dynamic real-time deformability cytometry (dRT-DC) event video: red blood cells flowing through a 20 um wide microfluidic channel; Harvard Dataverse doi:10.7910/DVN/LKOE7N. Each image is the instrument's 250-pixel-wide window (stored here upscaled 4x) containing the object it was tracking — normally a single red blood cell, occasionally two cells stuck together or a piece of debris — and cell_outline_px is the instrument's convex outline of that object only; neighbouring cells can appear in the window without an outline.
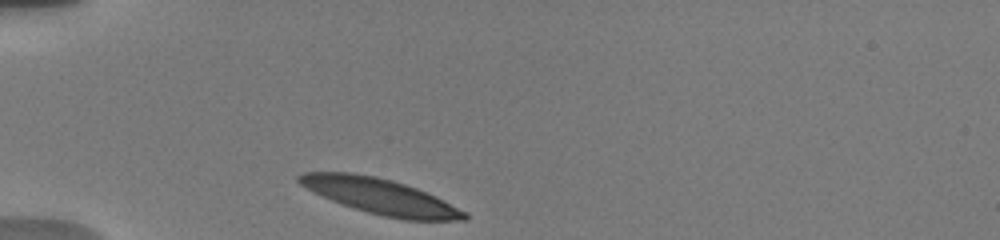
{"species": "human", "species_latin": "Homo sapiens", "temperature_condition": "warm", "stored_images_in_passage": 6, "camera_frame_rate_fps": 3000, "um_per_image_px": 0.085, "donor": {"sex": "male"}, "frame": {"image": 1, "passage_image": 1, "time_ms": 0.0, "image_size_px": [1000, 240], "cell_outline_px": [[468, 220], [404, 220], [384, 216], [368, 212], [332, 200], [312, 192], [300, 184], [296, 180], [296, 176], [304, 172], [352, 172], [392, 180], [416, 188], [468, 212]], "centroid_in_image_um": [32.31, 16.69], "position_along_channel_um": 52.7, "area_um2": 33.81}}
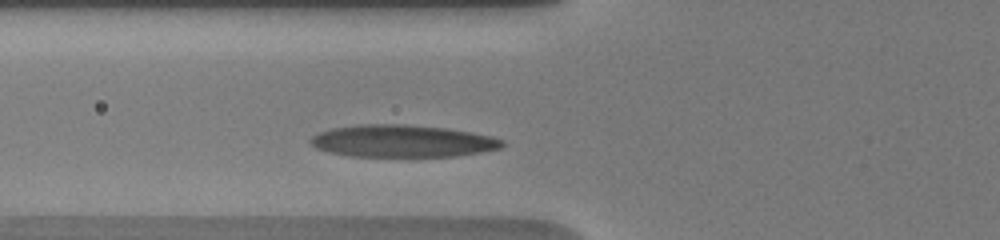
{"frame": {"image": 2, "passage_image": 3, "time_ms": 1.667, "image_size_px": [1000, 240], "cell_outline_px": [[504, 144], [500, 148], [480, 152], [456, 156], [348, 156], [328, 152], [316, 148], [308, 140], [312, 136], [320, 132], [332, 128], [360, 124], [404, 124], [444, 128], [472, 132], [492, 136], [504, 140]], "centroid_in_image_um": [34.19, 11.99], "position_along_channel_um": 91.6, "area_um2": 35.95}}
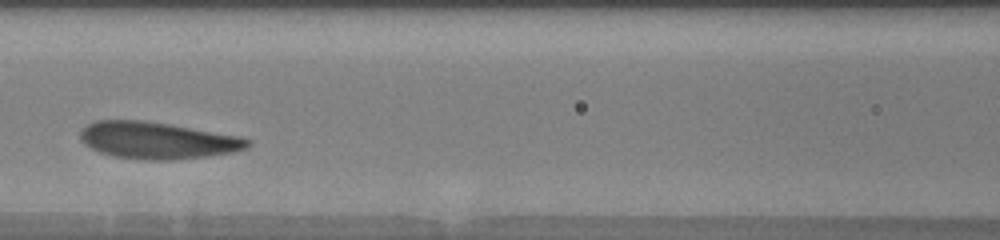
{"frame": {"image": 3, "passage_image": 5, "time_ms": 3.333, "image_size_px": [1000, 240], "cell_outline_px": [[252, 144], [244, 148], [232, 152], [208, 156], [172, 160], [144, 160], [112, 156], [100, 152], [84, 144], [80, 140], [80, 132], [88, 124], [96, 120], [144, 120], [240, 136], [252, 140]], "centroid_in_image_um": [13.37, 11.94], "position_along_channel_um": 153.2, "area_um2": 35.89}}